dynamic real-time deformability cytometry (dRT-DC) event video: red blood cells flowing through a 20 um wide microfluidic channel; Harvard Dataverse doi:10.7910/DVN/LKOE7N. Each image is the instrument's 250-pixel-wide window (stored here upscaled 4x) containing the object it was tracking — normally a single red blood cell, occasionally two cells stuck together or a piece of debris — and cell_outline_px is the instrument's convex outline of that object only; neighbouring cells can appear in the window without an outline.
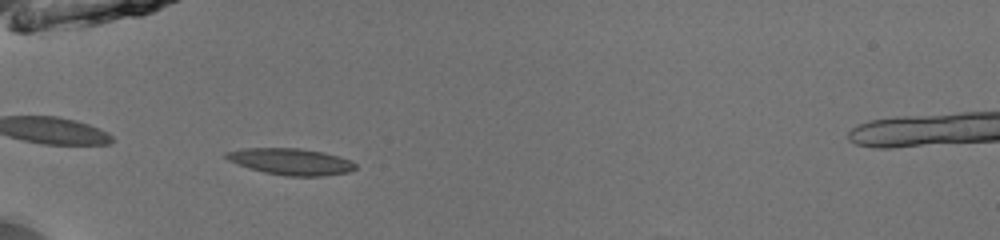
{"species": "common noctule bat (a hibernating species)", "species_latin": "Nyctalus noctula", "temperature_condition": "room temperature", "stored_images_in_passage": 36, "camera_frame_rate_fps": 3000, "um_per_image_px": 0.085, "animal": {"sex": "male", "body_mass_g": 13.0, "forearm_length_mm": 53.1}, "frame": {"image": 1, "passage_image": 2, "time_ms": 0.333, "image_size_px": [1000, 240], "cell_outline_px": [[356, 168], [348, 172], [320, 176], [284, 176], [264, 172], [228, 160], [224, 156], [224, 152], [244, 148], [300, 148], [324, 152], [340, 156], [352, 160], [356, 164]], "centroid_in_image_um": [24.76, 13.72], "position_along_channel_um": 60.2, "area_um2": 19.94}}
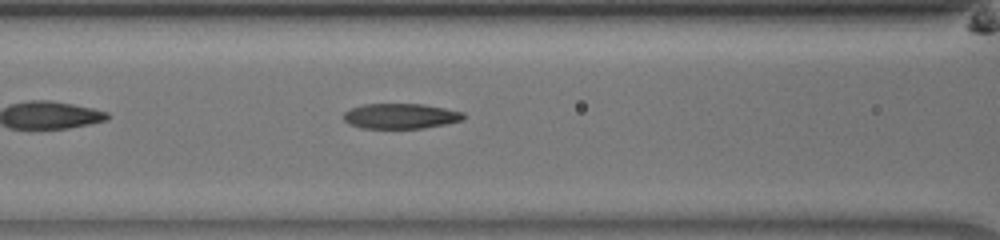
{"frame": {"image": 2, "passage_image": 8, "time_ms": 2.333, "image_size_px": [1000, 240], "cell_outline_px": [[464, 120], [424, 128], [360, 128], [344, 120], [344, 112], [352, 108], [364, 104], [424, 104], [464, 112]], "centroid_in_image_um": [34.07, 9.86], "position_along_channel_um": 132.5, "area_um2": 17.51}}
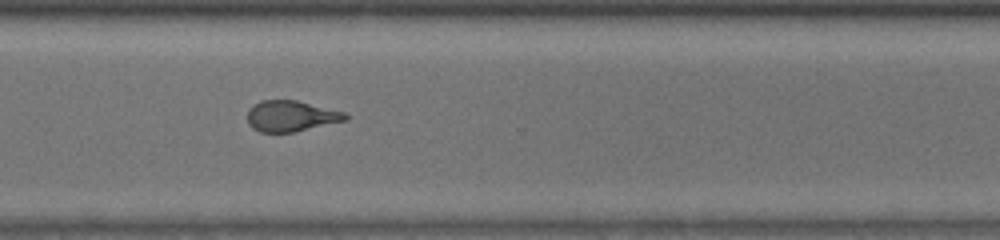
{"frame": {"image": 3, "passage_image": 24, "time_ms": 7.667, "image_size_px": [1000, 240], "cell_outline_px": [[348, 120], [292, 132], [260, 132], [252, 128], [248, 124], [248, 108], [260, 100], [296, 100], [344, 112], [348, 116]], "centroid_in_image_um": [24.71, 9.86], "position_along_channel_um": 345.9, "area_um2": 17.57}, "authors_computed_cell_mechanics": {"area_um2": 18.4382, "velocity_mm_per_s": 4.0072, "shape_relaxation_time_tau1_ms": 4.8496, "shape_relaxation_time_tau2_ms": 2.2349, "deformation_change_tau1": 0.1788, "deformation_change_tau2": 0.1086}}